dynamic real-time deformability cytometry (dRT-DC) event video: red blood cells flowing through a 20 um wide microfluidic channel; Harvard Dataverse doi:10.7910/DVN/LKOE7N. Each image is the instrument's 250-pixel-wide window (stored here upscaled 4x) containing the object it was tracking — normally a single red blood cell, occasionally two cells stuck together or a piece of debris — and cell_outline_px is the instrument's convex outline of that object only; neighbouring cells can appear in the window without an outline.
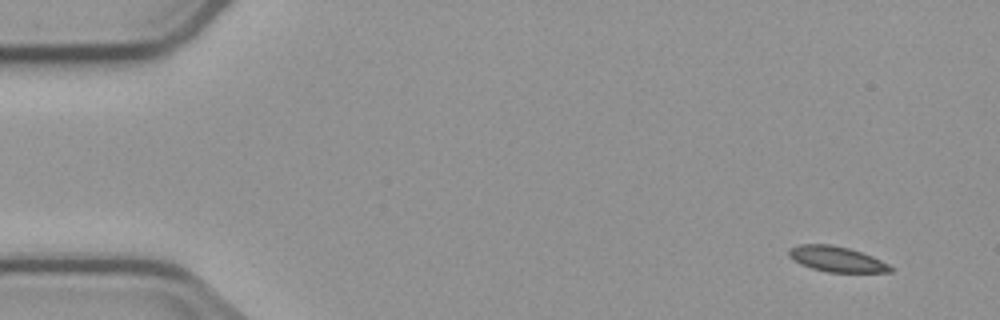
{"species": "common noctule bat (a hibernating species)", "species_latin": "Nyctalus noctula", "temperature_condition": "cold", "stored_images_in_passage": 6, "camera_frame_rate_fps": 3000, "um_per_image_px": 0.085, "animal": {"sex": "male", "body_mass_g": 23.1, "forearm_length_mm": 52.7}, "frame": {"image": 1, "passage_image": 6, "time_ms": 6.0, "image_size_px": [1000, 320], "cell_outline_px": [[892, 272], [828, 272], [812, 268], [800, 264], [792, 260], [788, 256], [788, 252], [792, 248], [800, 244], [832, 244], [848, 248], [872, 256], [888, 264], [892, 268]], "centroid_in_image_um": [71.09, 22.02], "position_along_channel_um": 13.9, "area_um2": 14.91}}